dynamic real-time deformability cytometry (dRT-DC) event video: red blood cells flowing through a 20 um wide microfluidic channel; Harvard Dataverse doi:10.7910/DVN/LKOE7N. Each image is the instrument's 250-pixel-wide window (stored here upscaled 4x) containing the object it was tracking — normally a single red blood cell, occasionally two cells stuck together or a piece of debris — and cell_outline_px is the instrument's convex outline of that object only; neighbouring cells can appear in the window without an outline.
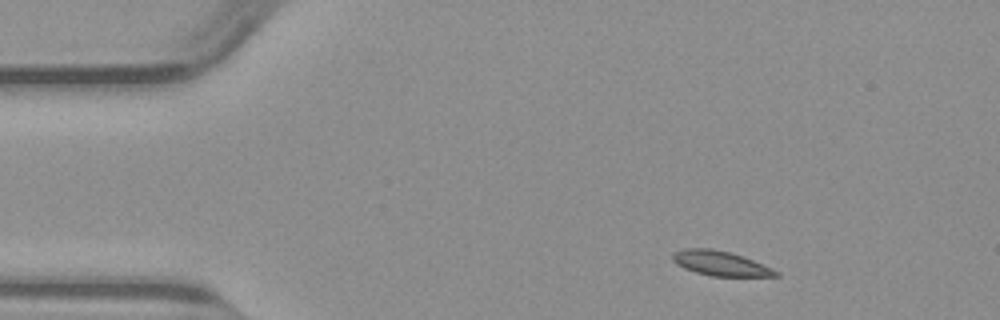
{"species": "common noctule bat (a hibernating species)", "species_latin": "Nyctalus noctula", "temperature_condition": "warm", "stored_images_in_passage": 44, "camera_frame_rate_fps": 3000, "um_per_image_px": 0.085, "animal": {"sex": "male", "body_mass_g": 23.1, "forearm_length_mm": 52.7}, "frame": {"image": 1, "passage_image": 1, "time_ms": 0.0, "image_size_px": [1000, 320], "cell_outline_px": [[780, 276], [712, 276], [696, 272], [684, 268], [676, 264], [672, 260], [672, 256], [676, 252], [684, 248], [712, 248], [744, 256], [772, 268], [780, 272]], "centroid_in_image_um": [61.25, 22.38], "position_along_channel_um": 23.7, "area_um2": 14.8}}
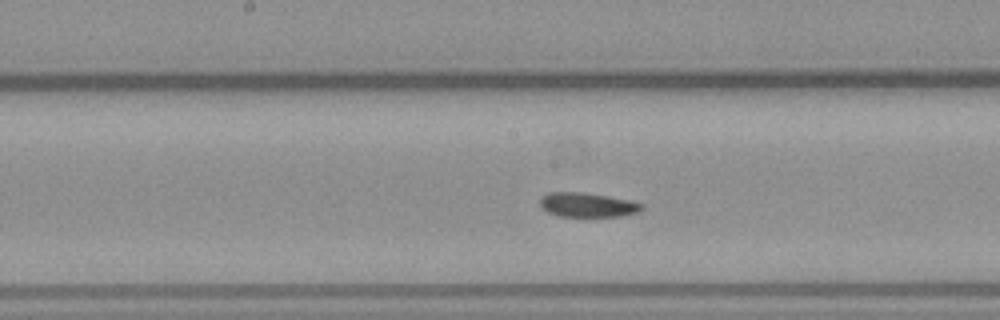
{"frame": {"image": 2, "passage_image": 19, "time_ms": 6.0, "image_size_px": [1000, 320], "cell_outline_px": [[644, 208], [636, 212], [620, 216], [556, 216], [548, 212], [540, 204], [540, 196], [548, 192], [584, 192], [628, 200], [644, 204]], "centroid_in_image_um": [49.9, 17.4], "position_along_channel_um": 198.3, "area_um2": 14.33}}
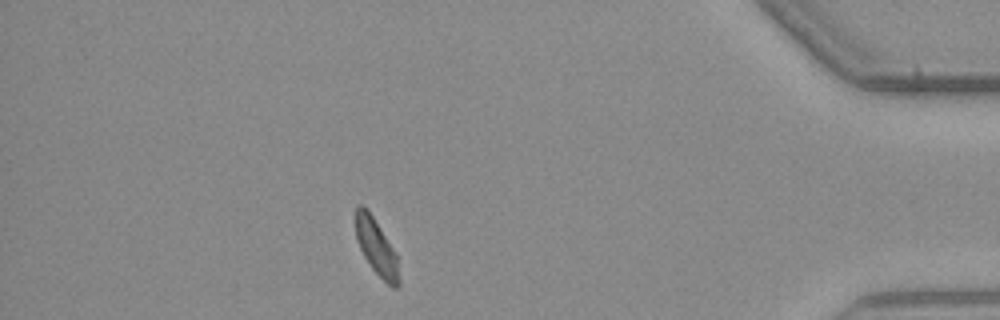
{"frame": {"image": 3, "passage_image": 38, "time_ms": 12.333, "image_size_px": [1000, 320], "cell_outline_px": [[400, 284], [396, 288], [392, 288], [372, 268], [364, 256], [356, 240], [356, 204], [364, 204], [368, 208], [396, 252], [400, 276]], "centroid_in_image_um": [32.01, 20.98], "position_along_channel_um": 403.2, "area_um2": 14.33}}